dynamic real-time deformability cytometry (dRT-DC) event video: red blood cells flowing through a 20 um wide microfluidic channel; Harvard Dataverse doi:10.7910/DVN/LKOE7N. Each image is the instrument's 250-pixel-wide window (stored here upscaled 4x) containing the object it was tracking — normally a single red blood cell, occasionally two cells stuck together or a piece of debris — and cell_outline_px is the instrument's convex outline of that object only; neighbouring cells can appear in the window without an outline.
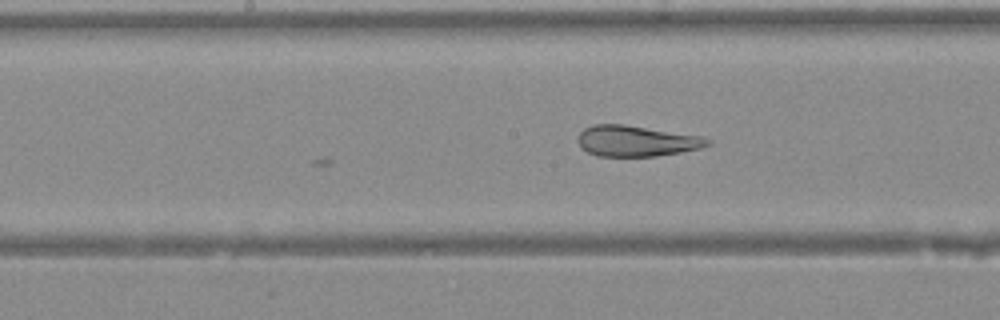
{"species": "Egyptian fruit bat (a non-hibernating species)", "species_latin": "Rousettus aegyptiacus", "temperature_condition": "warm", "stored_images_in_passage": 10, "camera_frame_rate_fps": 3000, "um_per_image_px": 0.085, "animal": {"sex": "female"}, "frame": {"image": 1, "passage_image": 10, "time_ms": 3.0, "image_size_px": [1000, 320], "cell_outline_px": [[712, 144], [700, 148], [680, 152], [656, 156], [596, 156], [588, 152], [576, 140], [580, 132], [584, 128], [592, 124], [624, 124], [700, 136], [708, 140]], "centroid_in_image_um": [54.05, 11.98], "position_along_channel_um": 194.1, "area_um2": 23.12}}